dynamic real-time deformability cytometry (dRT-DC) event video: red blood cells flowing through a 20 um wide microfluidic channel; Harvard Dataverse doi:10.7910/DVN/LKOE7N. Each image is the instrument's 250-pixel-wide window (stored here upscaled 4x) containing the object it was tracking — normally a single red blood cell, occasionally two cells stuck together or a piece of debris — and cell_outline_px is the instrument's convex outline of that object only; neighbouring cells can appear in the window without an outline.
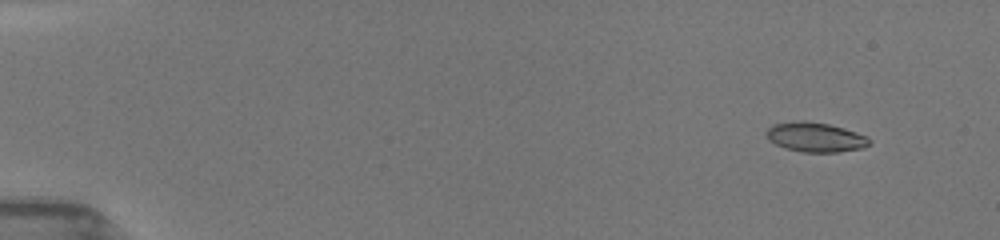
{"species": "common noctule bat (a hibernating species)", "species_latin": "Nyctalus noctula", "temperature_condition": "room temperature", "stored_images_in_passage": 8, "camera_frame_rate_fps": 3000, "um_per_image_px": 0.085, "animal": {"sex": "female", "body_mass_g": 19.5, "forearm_length_mm": 54.1}, "frame": {"image": 1, "passage_image": 2, "time_ms": 1.0, "image_size_px": [1000, 240], "cell_outline_px": [[872, 140], [864, 148], [836, 152], [804, 152], [784, 148], [768, 140], [764, 132], [772, 124], [796, 120], [804, 120], [828, 124], [844, 128], [868, 136]], "centroid_in_image_um": [69.28, 11.65], "position_along_channel_um": 15.7, "area_um2": 17.98}}
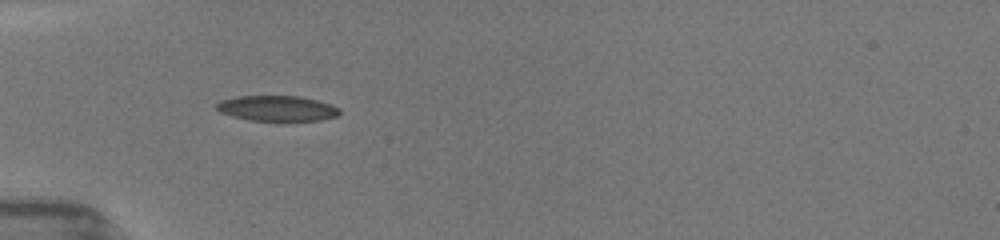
{"frame": {"image": 2, "passage_image": 6, "time_ms": 5.333, "image_size_px": [1000, 240], "cell_outline_px": [[340, 112], [336, 116], [320, 120], [248, 120], [232, 116], [220, 112], [216, 108], [216, 104], [220, 100], [236, 96], [300, 96], [332, 104], [340, 108]], "centroid_in_image_um": [23.54, 9.2], "position_along_channel_um": 61.5, "area_um2": 18.15}}
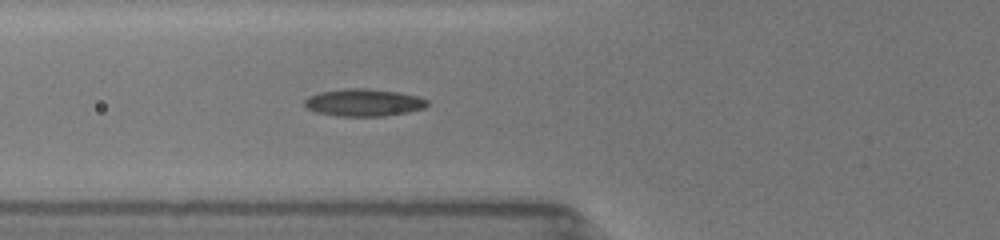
{"frame": {"image": 3, "passage_image": 8, "time_ms": 6.333, "image_size_px": [1000, 240], "cell_outline_px": [[428, 104], [424, 108], [408, 112], [384, 116], [336, 116], [316, 112], [308, 108], [304, 104], [304, 100], [308, 96], [320, 92], [344, 88], [368, 88], [396, 92], [416, 96], [428, 100]], "centroid_in_image_um": [30.89, 8.72], "position_along_channel_um": 94.9, "area_um2": 19.54}}